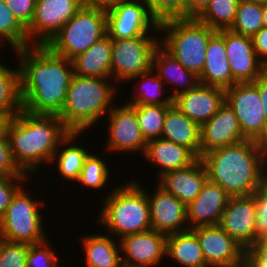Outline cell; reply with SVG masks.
<instances>
[{
    "label": "cell",
    "instance_id": "cell-17",
    "mask_svg": "<svg viewBox=\"0 0 267 267\" xmlns=\"http://www.w3.org/2000/svg\"><path fill=\"white\" fill-rule=\"evenodd\" d=\"M255 222L254 195L230 196L218 225L246 249L255 244Z\"/></svg>",
    "mask_w": 267,
    "mask_h": 267
},
{
    "label": "cell",
    "instance_id": "cell-14",
    "mask_svg": "<svg viewBox=\"0 0 267 267\" xmlns=\"http://www.w3.org/2000/svg\"><path fill=\"white\" fill-rule=\"evenodd\" d=\"M225 40L226 56L236 83H253L267 67L258 58L250 36L232 32L229 29L217 31Z\"/></svg>",
    "mask_w": 267,
    "mask_h": 267
},
{
    "label": "cell",
    "instance_id": "cell-32",
    "mask_svg": "<svg viewBox=\"0 0 267 267\" xmlns=\"http://www.w3.org/2000/svg\"><path fill=\"white\" fill-rule=\"evenodd\" d=\"M21 110L18 64L12 69L0 62V112L19 113Z\"/></svg>",
    "mask_w": 267,
    "mask_h": 267
},
{
    "label": "cell",
    "instance_id": "cell-25",
    "mask_svg": "<svg viewBox=\"0 0 267 267\" xmlns=\"http://www.w3.org/2000/svg\"><path fill=\"white\" fill-rule=\"evenodd\" d=\"M199 83L203 85L228 88L233 85V76L226 56L225 40L216 32L209 40L206 54L205 65L198 76Z\"/></svg>",
    "mask_w": 267,
    "mask_h": 267
},
{
    "label": "cell",
    "instance_id": "cell-23",
    "mask_svg": "<svg viewBox=\"0 0 267 267\" xmlns=\"http://www.w3.org/2000/svg\"><path fill=\"white\" fill-rule=\"evenodd\" d=\"M152 69L165 85L171 86L170 91L173 98L195 88L199 84L198 76L194 72L187 70L161 45L154 51Z\"/></svg>",
    "mask_w": 267,
    "mask_h": 267
},
{
    "label": "cell",
    "instance_id": "cell-31",
    "mask_svg": "<svg viewBox=\"0 0 267 267\" xmlns=\"http://www.w3.org/2000/svg\"><path fill=\"white\" fill-rule=\"evenodd\" d=\"M130 81H137V87L135 86L137 94L135 93V90H133V96L128 99V101L126 100V104L162 106L173 105L174 98L171 96V92L168 93L166 91L163 81L158 77L157 73L152 68L147 72L131 77L127 82L129 83ZM138 81H141L139 85ZM163 92L165 94L167 93L168 96H163Z\"/></svg>",
    "mask_w": 267,
    "mask_h": 267
},
{
    "label": "cell",
    "instance_id": "cell-26",
    "mask_svg": "<svg viewBox=\"0 0 267 267\" xmlns=\"http://www.w3.org/2000/svg\"><path fill=\"white\" fill-rule=\"evenodd\" d=\"M144 157L159 169L156 178L167 171L188 167L198 159L188 148L162 138L147 142Z\"/></svg>",
    "mask_w": 267,
    "mask_h": 267
},
{
    "label": "cell",
    "instance_id": "cell-36",
    "mask_svg": "<svg viewBox=\"0 0 267 267\" xmlns=\"http://www.w3.org/2000/svg\"><path fill=\"white\" fill-rule=\"evenodd\" d=\"M170 106L135 105V116L145 140L161 138L164 119Z\"/></svg>",
    "mask_w": 267,
    "mask_h": 267
},
{
    "label": "cell",
    "instance_id": "cell-40",
    "mask_svg": "<svg viewBox=\"0 0 267 267\" xmlns=\"http://www.w3.org/2000/svg\"><path fill=\"white\" fill-rule=\"evenodd\" d=\"M253 195L256 203L255 243L267 242V175Z\"/></svg>",
    "mask_w": 267,
    "mask_h": 267
},
{
    "label": "cell",
    "instance_id": "cell-15",
    "mask_svg": "<svg viewBox=\"0 0 267 267\" xmlns=\"http://www.w3.org/2000/svg\"><path fill=\"white\" fill-rule=\"evenodd\" d=\"M200 242L209 267H243L244 248L219 225L191 229Z\"/></svg>",
    "mask_w": 267,
    "mask_h": 267
},
{
    "label": "cell",
    "instance_id": "cell-44",
    "mask_svg": "<svg viewBox=\"0 0 267 267\" xmlns=\"http://www.w3.org/2000/svg\"><path fill=\"white\" fill-rule=\"evenodd\" d=\"M0 176H29L15 164L7 136L0 138Z\"/></svg>",
    "mask_w": 267,
    "mask_h": 267
},
{
    "label": "cell",
    "instance_id": "cell-51",
    "mask_svg": "<svg viewBox=\"0 0 267 267\" xmlns=\"http://www.w3.org/2000/svg\"><path fill=\"white\" fill-rule=\"evenodd\" d=\"M263 25L267 28V2L263 4Z\"/></svg>",
    "mask_w": 267,
    "mask_h": 267
},
{
    "label": "cell",
    "instance_id": "cell-28",
    "mask_svg": "<svg viewBox=\"0 0 267 267\" xmlns=\"http://www.w3.org/2000/svg\"><path fill=\"white\" fill-rule=\"evenodd\" d=\"M81 240L86 267H123L120 241L116 237L105 231L104 235H84Z\"/></svg>",
    "mask_w": 267,
    "mask_h": 267
},
{
    "label": "cell",
    "instance_id": "cell-12",
    "mask_svg": "<svg viewBox=\"0 0 267 267\" xmlns=\"http://www.w3.org/2000/svg\"><path fill=\"white\" fill-rule=\"evenodd\" d=\"M81 8L80 0H36L33 20L26 29L29 46H46Z\"/></svg>",
    "mask_w": 267,
    "mask_h": 267
},
{
    "label": "cell",
    "instance_id": "cell-43",
    "mask_svg": "<svg viewBox=\"0 0 267 267\" xmlns=\"http://www.w3.org/2000/svg\"><path fill=\"white\" fill-rule=\"evenodd\" d=\"M17 21L27 29L34 17L36 0H4Z\"/></svg>",
    "mask_w": 267,
    "mask_h": 267
},
{
    "label": "cell",
    "instance_id": "cell-9",
    "mask_svg": "<svg viewBox=\"0 0 267 267\" xmlns=\"http://www.w3.org/2000/svg\"><path fill=\"white\" fill-rule=\"evenodd\" d=\"M112 39L111 79L114 84L127 83L131 77L152 68V57L160 45V36ZM122 81V82H121ZM116 82V83H115Z\"/></svg>",
    "mask_w": 267,
    "mask_h": 267
},
{
    "label": "cell",
    "instance_id": "cell-7",
    "mask_svg": "<svg viewBox=\"0 0 267 267\" xmlns=\"http://www.w3.org/2000/svg\"><path fill=\"white\" fill-rule=\"evenodd\" d=\"M106 34V11L82 7L46 46L53 53L72 60Z\"/></svg>",
    "mask_w": 267,
    "mask_h": 267
},
{
    "label": "cell",
    "instance_id": "cell-27",
    "mask_svg": "<svg viewBox=\"0 0 267 267\" xmlns=\"http://www.w3.org/2000/svg\"><path fill=\"white\" fill-rule=\"evenodd\" d=\"M112 39L106 34L88 50L72 59L74 75L111 78Z\"/></svg>",
    "mask_w": 267,
    "mask_h": 267
},
{
    "label": "cell",
    "instance_id": "cell-18",
    "mask_svg": "<svg viewBox=\"0 0 267 267\" xmlns=\"http://www.w3.org/2000/svg\"><path fill=\"white\" fill-rule=\"evenodd\" d=\"M154 193L147 191L151 230L174 234L189 230L186 205L158 184Z\"/></svg>",
    "mask_w": 267,
    "mask_h": 267
},
{
    "label": "cell",
    "instance_id": "cell-19",
    "mask_svg": "<svg viewBox=\"0 0 267 267\" xmlns=\"http://www.w3.org/2000/svg\"><path fill=\"white\" fill-rule=\"evenodd\" d=\"M224 103V88L200 83L173 99V105L200 127L209 121Z\"/></svg>",
    "mask_w": 267,
    "mask_h": 267
},
{
    "label": "cell",
    "instance_id": "cell-21",
    "mask_svg": "<svg viewBox=\"0 0 267 267\" xmlns=\"http://www.w3.org/2000/svg\"><path fill=\"white\" fill-rule=\"evenodd\" d=\"M243 136L234 111L226 104L201 126V156L212 150L239 143Z\"/></svg>",
    "mask_w": 267,
    "mask_h": 267
},
{
    "label": "cell",
    "instance_id": "cell-24",
    "mask_svg": "<svg viewBox=\"0 0 267 267\" xmlns=\"http://www.w3.org/2000/svg\"><path fill=\"white\" fill-rule=\"evenodd\" d=\"M161 138L186 147L201 158V127L175 105L167 109Z\"/></svg>",
    "mask_w": 267,
    "mask_h": 267
},
{
    "label": "cell",
    "instance_id": "cell-48",
    "mask_svg": "<svg viewBox=\"0 0 267 267\" xmlns=\"http://www.w3.org/2000/svg\"><path fill=\"white\" fill-rule=\"evenodd\" d=\"M121 0H80L82 7L101 9L108 11L116 6Z\"/></svg>",
    "mask_w": 267,
    "mask_h": 267
},
{
    "label": "cell",
    "instance_id": "cell-16",
    "mask_svg": "<svg viewBox=\"0 0 267 267\" xmlns=\"http://www.w3.org/2000/svg\"><path fill=\"white\" fill-rule=\"evenodd\" d=\"M166 238L155 230L123 236L119 239L123 267H159L166 259Z\"/></svg>",
    "mask_w": 267,
    "mask_h": 267
},
{
    "label": "cell",
    "instance_id": "cell-37",
    "mask_svg": "<svg viewBox=\"0 0 267 267\" xmlns=\"http://www.w3.org/2000/svg\"><path fill=\"white\" fill-rule=\"evenodd\" d=\"M109 166L106 164L102 156H97V154L89 153L85 158L83 168L81 170L78 183L87 187L90 190L95 191V189H101L107 187L110 177Z\"/></svg>",
    "mask_w": 267,
    "mask_h": 267
},
{
    "label": "cell",
    "instance_id": "cell-45",
    "mask_svg": "<svg viewBox=\"0 0 267 267\" xmlns=\"http://www.w3.org/2000/svg\"><path fill=\"white\" fill-rule=\"evenodd\" d=\"M243 267H267V242H257L244 249Z\"/></svg>",
    "mask_w": 267,
    "mask_h": 267
},
{
    "label": "cell",
    "instance_id": "cell-8",
    "mask_svg": "<svg viewBox=\"0 0 267 267\" xmlns=\"http://www.w3.org/2000/svg\"><path fill=\"white\" fill-rule=\"evenodd\" d=\"M22 186L0 218V238L9 242L36 244L47 239L43 226L44 201L32 199ZM42 213V214H40Z\"/></svg>",
    "mask_w": 267,
    "mask_h": 267
},
{
    "label": "cell",
    "instance_id": "cell-34",
    "mask_svg": "<svg viewBox=\"0 0 267 267\" xmlns=\"http://www.w3.org/2000/svg\"><path fill=\"white\" fill-rule=\"evenodd\" d=\"M7 43L13 51L29 47L26 29L14 17L6 2L0 0V48Z\"/></svg>",
    "mask_w": 267,
    "mask_h": 267
},
{
    "label": "cell",
    "instance_id": "cell-35",
    "mask_svg": "<svg viewBox=\"0 0 267 267\" xmlns=\"http://www.w3.org/2000/svg\"><path fill=\"white\" fill-rule=\"evenodd\" d=\"M262 27L263 4L239 1L234 22L229 30L252 37Z\"/></svg>",
    "mask_w": 267,
    "mask_h": 267
},
{
    "label": "cell",
    "instance_id": "cell-11",
    "mask_svg": "<svg viewBox=\"0 0 267 267\" xmlns=\"http://www.w3.org/2000/svg\"><path fill=\"white\" fill-rule=\"evenodd\" d=\"M106 14L107 34L111 39H130L159 33V21L143 0H121Z\"/></svg>",
    "mask_w": 267,
    "mask_h": 267
},
{
    "label": "cell",
    "instance_id": "cell-49",
    "mask_svg": "<svg viewBox=\"0 0 267 267\" xmlns=\"http://www.w3.org/2000/svg\"><path fill=\"white\" fill-rule=\"evenodd\" d=\"M211 0H187V17H196Z\"/></svg>",
    "mask_w": 267,
    "mask_h": 267
},
{
    "label": "cell",
    "instance_id": "cell-46",
    "mask_svg": "<svg viewBox=\"0 0 267 267\" xmlns=\"http://www.w3.org/2000/svg\"><path fill=\"white\" fill-rule=\"evenodd\" d=\"M251 39L258 58L267 67V28L262 27Z\"/></svg>",
    "mask_w": 267,
    "mask_h": 267
},
{
    "label": "cell",
    "instance_id": "cell-1",
    "mask_svg": "<svg viewBox=\"0 0 267 267\" xmlns=\"http://www.w3.org/2000/svg\"><path fill=\"white\" fill-rule=\"evenodd\" d=\"M22 109L32 114L59 115L74 76L72 60L47 46L15 50Z\"/></svg>",
    "mask_w": 267,
    "mask_h": 267
},
{
    "label": "cell",
    "instance_id": "cell-52",
    "mask_svg": "<svg viewBox=\"0 0 267 267\" xmlns=\"http://www.w3.org/2000/svg\"><path fill=\"white\" fill-rule=\"evenodd\" d=\"M239 1H243V2H254V3H260V4H264L267 2V0H239Z\"/></svg>",
    "mask_w": 267,
    "mask_h": 267
},
{
    "label": "cell",
    "instance_id": "cell-29",
    "mask_svg": "<svg viewBox=\"0 0 267 267\" xmlns=\"http://www.w3.org/2000/svg\"><path fill=\"white\" fill-rule=\"evenodd\" d=\"M166 258L182 267H209L198 237L191 229L167 235Z\"/></svg>",
    "mask_w": 267,
    "mask_h": 267
},
{
    "label": "cell",
    "instance_id": "cell-47",
    "mask_svg": "<svg viewBox=\"0 0 267 267\" xmlns=\"http://www.w3.org/2000/svg\"><path fill=\"white\" fill-rule=\"evenodd\" d=\"M253 84L257 87L261 102L263 105V110L265 117L267 119V70L259 76Z\"/></svg>",
    "mask_w": 267,
    "mask_h": 267
},
{
    "label": "cell",
    "instance_id": "cell-30",
    "mask_svg": "<svg viewBox=\"0 0 267 267\" xmlns=\"http://www.w3.org/2000/svg\"><path fill=\"white\" fill-rule=\"evenodd\" d=\"M82 132H70L61 142L54 153L51 164H55L58 174L67 181L77 182L89 150L85 146L73 144ZM66 147H65V146ZM63 146V147H61ZM61 147V148H60ZM64 148V149H63ZM62 150V151H61Z\"/></svg>",
    "mask_w": 267,
    "mask_h": 267
},
{
    "label": "cell",
    "instance_id": "cell-3",
    "mask_svg": "<svg viewBox=\"0 0 267 267\" xmlns=\"http://www.w3.org/2000/svg\"><path fill=\"white\" fill-rule=\"evenodd\" d=\"M208 180L230 196H250L266 175L265 147L255 140L221 147L201 156Z\"/></svg>",
    "mask_w": 267,
    "mask_h": 267
},
{
    "label": "cell",
    "instance_id": "cell-41",
    "mask_svg": "<svg viewBox=\"0 0 267 267\" xmlns=\"http://www.w3.org/2000/svg\"><path fill=\"white\" fill-rule=\"evenodd\" d=\"M29 245L0 238V267H26Z\"/></svg>",
    "mask_w": 267,
    "mask_h": 267
},
{
    "label": "cell",
    "instance_id": "cell-50",
    "mask_svg": "<svg viewBox=\"0 0 267 267\" xmlns=\"http://www.w3.org/2000/svg\"><path fill=\"white\" fill-rule=\"evenodd\" d=\"M16 114L0 112V138L7 136L9 123Z\"/></svg>",
    "mask_w": 267,
    "mask_h": 267
},
{
    "label": "cell",
    "instance_id": "cell-39",
    "mask_svg": "<svg viewBox=\"0 0 267 267\" xmlns=\"http://www.w3.org/2000/svg\"><path fill=\"white\" fill-rule=\"evenodd\" d=\"M150 13L160 22L187 17V0H143Z\"/></svg>",
    "mask_w": 267,
    "mask_h": 267
},
{
    "label": "cell",
    "instance_id": "cell-10",
    "mask_svg": "<svg viewBox=\"0 0 267 267\" xmlns=\"http://www.w3.org/2000/svg\"><path fill=\"white\" fill-rule=\"evenodd\" d=\"M225 102L234 111L247 140L267 142V119L257 87L253 83H236L225 89Z\"/></svg>",
    "mask_w": 267,
    "mask_h": 267
},
{
    "label": "cell",
    "instance_id": "cell-38",
    "mask_svg": "<svg viewBox=\"0 0 267 267\" xmlns=\"http://www.w3.org/2000/svg\"><path fill=\"white\" fill-rule=\"evenodd\" d=\"M48 239L29 245L26 267H62L59 262V256L52 249L51 241L49 242Z\"/></svg>",
    "mask_w": 267,
    "mask_h": 267
},
{
    "label": "cell",
    "instance_id": "cell-42",
    "mask_svg": "<svg viewBox=\"0 0 267 267\" xmlns=\"http://www.w3.org/2000/svg\"><path fill=\"white\" fill-rule=\"evenodd\" d=\"M30 176H0V218L6 213L12 198Z\"/></svg>",
    "mask_w": 267,
    "mask_h": 267
},
{
    "label": "cell",
    "instance_id": "cell-22",
    "mask_svg": "<svg viewBox=\"0 0 267 267\" xmlns=\"http://www.w3.org/2000/svg\"><path fill=\"white\" fill-rule=\"evenodd\" d=\"M207 180L206 167L198 158L188 167L165 172L157 184L187 206L199 195Z\"/></svg>",
    "mask_w": 267,
    "mask_h": 267
},
{
    "label": "cell",
    "instance_id": "cell-6",
    "mask_svg": "<svg viewBox=\"0 0 267 267\" xmlns=\"http://www.w3.org/2000/svg\"><path fill=\"white\" fill-rule=\"evenodd\" d=\"M217 32L195 17L170 18L159 22L160 45L187 70L199 76L205 65L206 48Z\"/></svg>",
    "mask_w": 267,
    "mask_h": 267
},
{
    "label": "cell",
    "instance_id": "cell-20",
    "mask_svg": "<svg viewBox=\"0 0 267 267\" xmlns=\"http://www.w3.org/2000/svg\"><path fill=\"white\" fill-rule=\"evenodd\" d=\"M230 195L207 180L199 195L186 206L189 229L219 224Z\"/></svg>",
    "mask_w": 267,
    "mask_h": 267
},
{
    "label": "cell",
    "instance_id": "cell-53",
    "mask_svg": "<svg viewBox=\"0 0 267 267\" xmlns=\"http://www.w3.org/2000/svg\"><path fill=\"white\" fill-rule=\"evenodd\" d=\"M265 147V165H266V175H267V142L264 144Z\"/></svg>",
    "mask_w": 267,
    "mask_h": 267
},
{
    "label": "cell",
    "instance_id": "cell-4",
    "mask_svg": "<svg viewBox=\"0 0 267 267\" xmlns=\"http://www.w3.org/2000/svg\"><path fill=\"white\" fill-rule=\"evenodd\" d=\"M110 79L73 76L64 106L58 115L70 132L85 133L95 127L115 105L113 100L119 89L118 85L111 84Z\"/></svg>",
    "mask_w": 267,
    "mask_h": 267
},
{
    "label": "cell",
    "instance_id": "cell-33",
    "mask_svg": "<svg viewBox=\"0 0 267 267\" xmlns=\"http://www.w3.org/2000/svg\"><path fill=\"white\" fill-rule=\"evenodd\" d=\"M239 0H211L195 17L215 30L229 29L235 19Z\"/></svg>",
    "mask_w": 267,
    "mask_h": 267
},
{
    "label": "cell",
    "instance_id": "cell-2",
    "mask_svg": "<svg viewBox=\"0 0 267 267\" xmlns=\"http://www.w3.org/2000/svg\"><path fill=\"white\" fill-rule=\"evenodd\" d=\"M69 133L58 115L32 114L22 109L7 130L15 164L29 176L38 174L41 163L51 165L60 142Z\"/></svg>",
    "mask_w": 267,
    "mask_h": 267
},
{
    "label": "cell",
    "instance_id": "cell-13",
    "mask_svg": "<svg viewBox=\"0 0 267 267\" xmlns=\"http://www.w3.org/2000/svg\"><path fill=\"white\" fill-rule=\"evenodd\" d=\"M108 115V116H107ZM108 131L106 147L107 152H125V154H144L147 141L140 130L135 116V105H114L106 114Z\"/></svg>",
    "mask_w": 267,
    "mask_h": 267
},
{
    "label": "cell",
    "instance_id": "cell-5",
    "mask_svg": "<svg viewBox=\"0 0 267 267\" xmlns=\"http://www.w3.org/2000/svg\"><path fill=\"white\" fill-rule=\"evenodd\" d=\"M136 180L130 179L119 188L115 186L102 198L103 205L97 222L119 239L128 234L151 230L147 191Z\"/></svg>",
    "mask_w": 267,
    "mask_h": 267
}]
</instances>
